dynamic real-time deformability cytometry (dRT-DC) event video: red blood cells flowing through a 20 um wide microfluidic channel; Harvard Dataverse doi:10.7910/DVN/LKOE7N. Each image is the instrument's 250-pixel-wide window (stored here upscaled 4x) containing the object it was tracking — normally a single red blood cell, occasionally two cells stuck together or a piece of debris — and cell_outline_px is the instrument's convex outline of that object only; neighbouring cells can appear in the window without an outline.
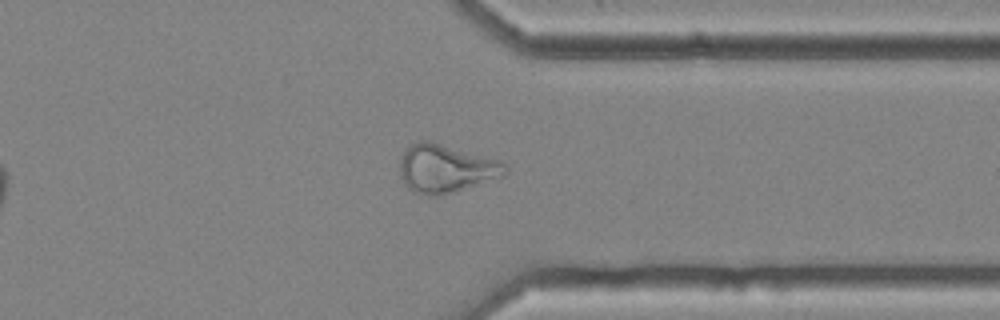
{"species": "common noctule bat (a hibernating species)", "species_latin": "Nyctalus noctula", "temperature_condition": "cold", "stored_images_in_passage": 44, "camera_frame_rate_fps": 3000, "um_per_image_px": 0.085, "animal": {"sex": "female", "body_mass_g": 25.1}, "frame": {"image": 1, "passage_image": 32, "time_ms": 10.333, "image_size_px": [1000, 320], "cell_outline_px": [[508, 172], [504, 176], [456, 192], [436, 196], [432, 196], [412, 192], [404, 184], [400, 176], [400, 156], [404, 148], [420, 140], [424, 140], [504, 160], [508, 168]], "centroid_in_image_um": [37.92, 14.33], "position_along_channel_um": 373.5, "area_um2": 30.11}}
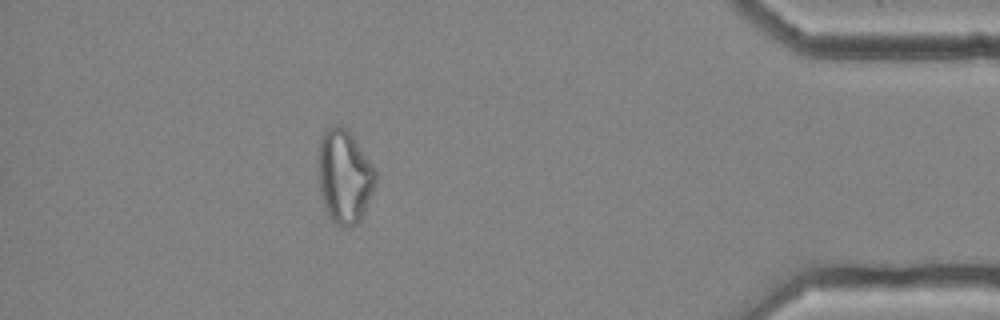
{"frame": {"image": 2, "passage_image": 38, "time_ms": 12.333, "image_size_px": [1000, 320], "cell_outline_px": [[376, 180], [360, 220], [356, 224], [348, 228], [340, 228], [328, 216], [320, 192], [320, 140], [324, 132], [328, 128], [336, 124], [340, 124], [348, 128], [376, 172]], "centroid_in_image_um": [29.28, 15.0], "position_along_channel_um": 405.9, "area_um2": 30.63}, "authors_computed_cell_mechanics": {"area_um2": 28.7555, "velocity_mm_per_s": 3.6824, "shape_relaxation_time_tau1_ms": null, "shape_relaxation_time_tau2_ms": 3.1907, "deformation_change_tau1": null, "deformation_change_tau2": 0.1186}}